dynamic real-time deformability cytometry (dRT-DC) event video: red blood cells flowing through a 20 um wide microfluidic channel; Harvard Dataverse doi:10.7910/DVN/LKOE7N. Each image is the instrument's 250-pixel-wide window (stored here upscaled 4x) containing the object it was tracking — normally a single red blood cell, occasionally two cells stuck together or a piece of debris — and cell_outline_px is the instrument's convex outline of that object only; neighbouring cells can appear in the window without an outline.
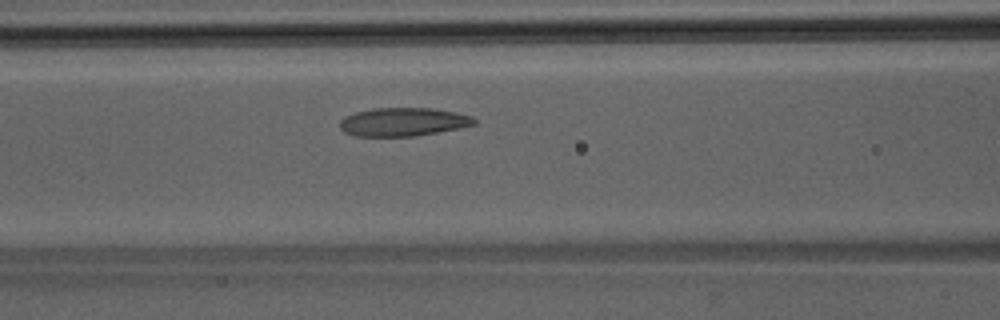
{"species": "Egyptian fruit bat (a non-hibernating species)", "species_latin": "Rousettus aegyptiacus", "temperature_condition": "room temperature", "stored_images_in_passage": 18, "camera_frame_rate_fps": 3000, "um_per_image_px": 0.085, "animal": {"sex": "male"}, "frame": {"image": 1, "passage_image": 13, "time_ms": 4.0, "image_size_px": [1000, 320], "cell_outline_px": [[476, 124], [460, 128], [416, 136], [356, 136], [344, 132], [340, 128], [340, 120], [344, 116], [356, 112], [372, 108], [432, 108], [456, 112], [472, 116], [476, 120]], "centroid_in_image_um": [34.27, 10.36], "position_along_channel_um": 132.3, "area_um2": 22.37}}
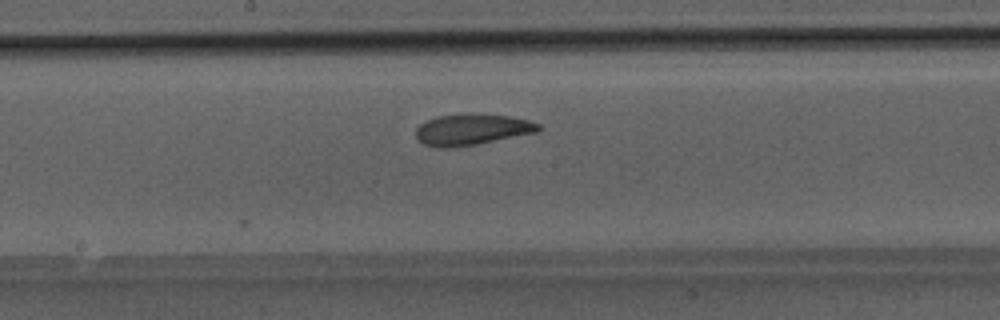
{"frame": {"image": 2, "passage_image": 18, "time_ms": 5.667, "image_size_px": [1000, 320], "cell_outline_px": [[544, 128], [540, 132], [476, 144], [452, 148], [436, 148], [424, 144], [416, 136], [416, 128], [420, 124], [428, 120], [440, 116], [508, 116], [528, 120], [540, 124]], "centroid_in_image_um": [40.16, 11.06], "position_along_channel_um": 208.0, "area_um2": 21.56}}